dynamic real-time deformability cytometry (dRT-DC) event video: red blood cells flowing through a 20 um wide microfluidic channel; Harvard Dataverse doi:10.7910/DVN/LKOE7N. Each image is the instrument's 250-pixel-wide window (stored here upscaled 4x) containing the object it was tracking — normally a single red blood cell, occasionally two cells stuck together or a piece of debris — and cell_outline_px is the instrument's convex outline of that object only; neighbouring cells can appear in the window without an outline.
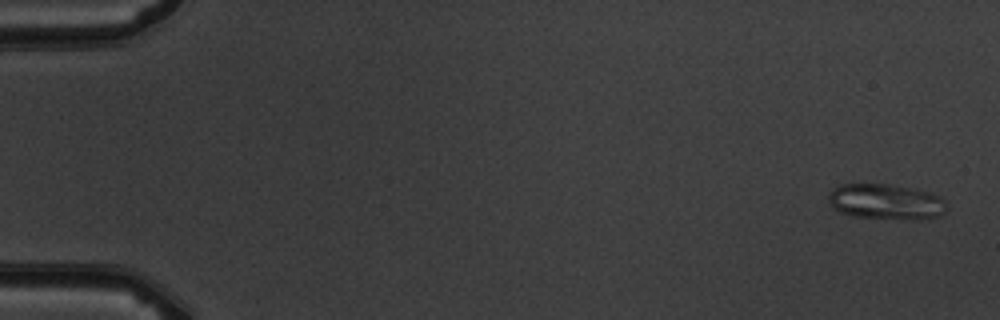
{"species": "common noctule bat (a hibernating species)", "species_latin": "Nyctalus noctula", "temperature_condition": "warm", "stored_images_in_passage": 5, "camera_frame_rate_fps": 3000, "um_per_image_px": 0.085, "animal": {"sex": "male", "body_mass_g": 19.5, "forearm_length_mm": 54.6}, "frame": {"image": 1, "passage_image": 1, "time_ms": 0.0, "image_size_px": [1000, 320], "cell_outline_px": [[948, 208], [944, 212], [936, 216], [852, 216], [840, 212], [828, 200], [828, 192], [840, 184], [888, 184], [928, 192], [940, 196], [948, 204]], "centroid_in_image_um": [75.24, 17.08], "position_along_channel_um": 9.8, "area_um2": 23.12}}
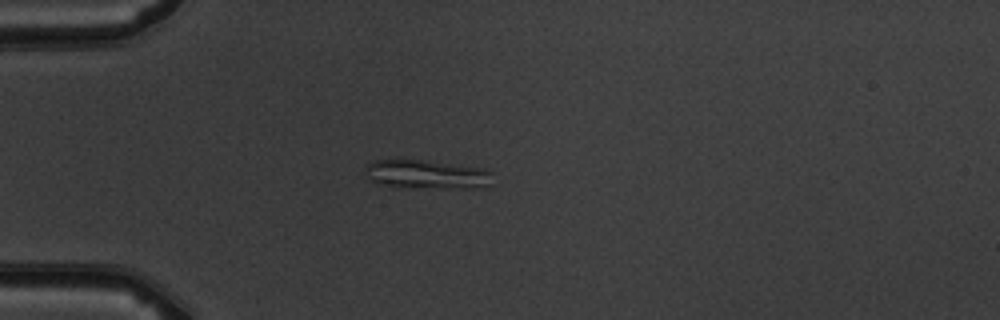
{"frame": {"image": 2, "passage_image": 5, "time_ms": 4.333, "image_size_px": [1000, 320], "cell_outline_px": [[492, 188], [460, 188], [380, 184], [372, 180], [364, 172], [364, 164], [376, 160], [400, 156], [484, 168], [492, 172]], "centroid_in_image_um": [36.3, 14.75], "position_along_channel_um": 48.7, "area_um2": 22.08}}